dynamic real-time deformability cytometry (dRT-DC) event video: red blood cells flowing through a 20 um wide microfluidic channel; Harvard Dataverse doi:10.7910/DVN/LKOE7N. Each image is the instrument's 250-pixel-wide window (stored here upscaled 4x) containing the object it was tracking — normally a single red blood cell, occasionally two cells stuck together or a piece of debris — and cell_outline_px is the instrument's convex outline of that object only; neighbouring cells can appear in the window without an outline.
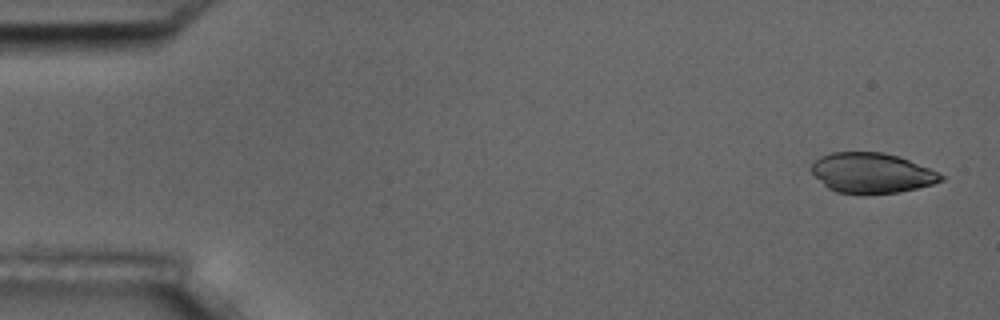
{"species": "common noctule bat (a hibernating species)", "species_latin": "Nyctalus noctula", "temperature_condition": "room temperature", "stored_images_in_passage": 5, "camera_frame_rate_fps": 3000, "um_per_image_px": 0.085, "animal": {"sex": "male", "body_mass_g": 17.5, "forearm_length_mm": 52.3}, "frame": {"image": 1, "passage_image": 1, "time_ms": 0.0, "image_size_px": [1000, 320], "cell_outline_px": [[944, 180], [932, 184], [916, 188], [896, 192], [864, 196], [836, 192], [828, 188], [812, 172], [812, 164], [820, 156], [832, 152], [884, 152], [908, 160], [928, 168], [944, 176]], "centroid_in_image_um": [74.07, 14.72], "position_along_channel_um": 10.9, "area_um2": 30.29}}
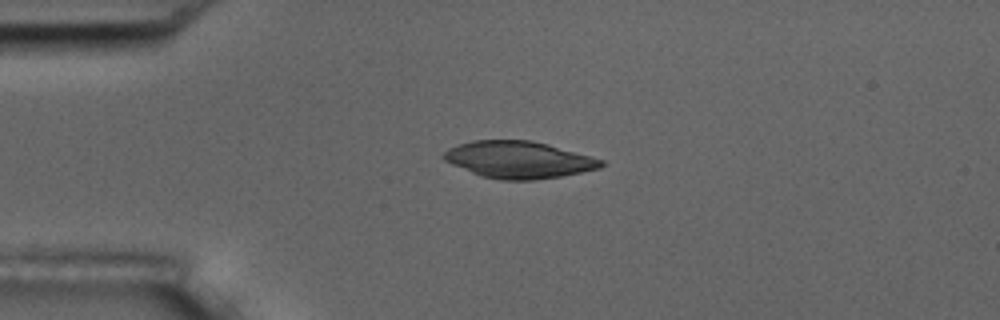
{"frame": {"image": 2, "passage_image": 4, "time_ms": 1.0, "image_size_px": [1000, 320], "cell_outline_px": [[608, 164], [600, 168], [560, 176], [532, 180], [500, 180], [480, 176], [452, 164], [444, 160], [440, 156], [448, 148], [472, 140], [532, 140], [548, 144], [592, 156], [604, 160]], "centroid_in_image_um": [44.1, 13.57], "position_along_channel_um": 40.9, "area_um2": 34.04}}